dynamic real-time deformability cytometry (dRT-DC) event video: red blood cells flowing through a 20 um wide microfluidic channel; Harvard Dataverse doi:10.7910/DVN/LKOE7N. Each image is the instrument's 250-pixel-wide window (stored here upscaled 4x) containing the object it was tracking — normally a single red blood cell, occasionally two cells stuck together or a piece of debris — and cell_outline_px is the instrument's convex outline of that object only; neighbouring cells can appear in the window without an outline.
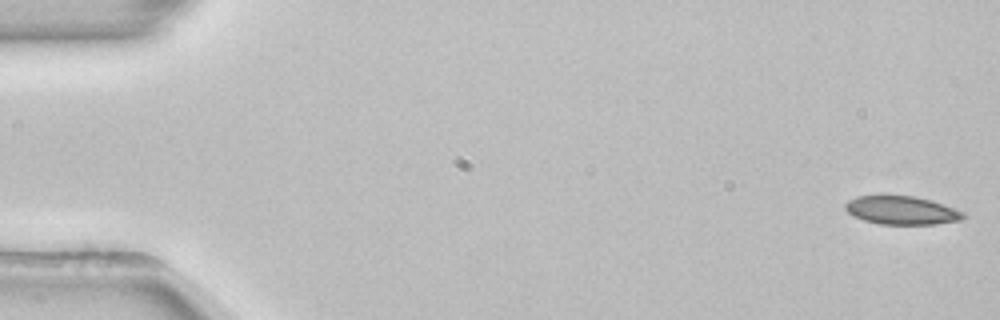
{"species": "common noctule bat (a hibernating species)", "species_latin": "Nyctalus noctula", "temperature_condition": "room temperature", "stored_images_in_passage": 53, "camera_frame_rate_fps": 3000, "um_per_image_px": 0.085, "animal": {"sex": "female", "body_mass_g": 22.7, "forearm_length_mm": 54.2}, "frame": {"image": 1, "passage_image": 1, "time_ms": 0.0, "image_size_px": [1000, 320], "cell_outline_px": [[968, 216], [960, 220], [936, 224], [880, 224], [864, 220], [848, 212], [844, 208], [844, 204], [848, 200], [856, 196], [912, 196], [932, 200], [964, 212]], "centroid_in_image_um": [76.66, 17.88], "position_along_channel_um": 8.3, "area_um2": 19.42}}
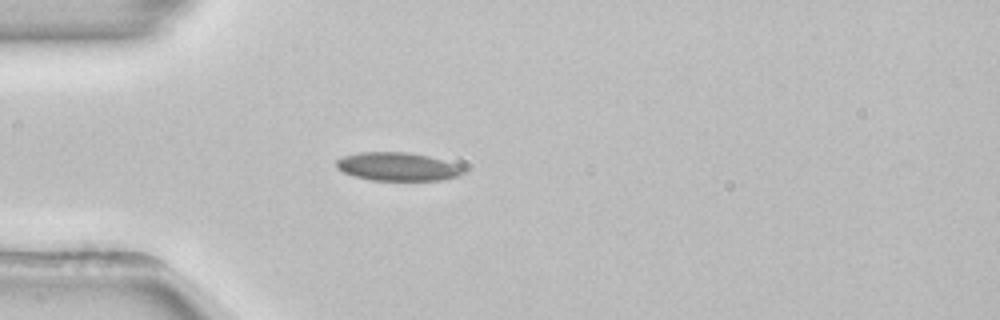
{"frame": {"image": 2, "passage_image": 15, "time_ms": 4.667, "image_size_px": [1000, 320], "cell_outline_px": [[464, 172], [460, 176], [440, 180], [372, 180], [352, 176], [336, 168], [336, 160], [344, 156], [360, 152], [408, 152], [428, 156], [456, 164]], "centroid_in_image_um": [33.75, 14.16], "position_along_channel_um": 51.3, "area_um2": 20.81}}